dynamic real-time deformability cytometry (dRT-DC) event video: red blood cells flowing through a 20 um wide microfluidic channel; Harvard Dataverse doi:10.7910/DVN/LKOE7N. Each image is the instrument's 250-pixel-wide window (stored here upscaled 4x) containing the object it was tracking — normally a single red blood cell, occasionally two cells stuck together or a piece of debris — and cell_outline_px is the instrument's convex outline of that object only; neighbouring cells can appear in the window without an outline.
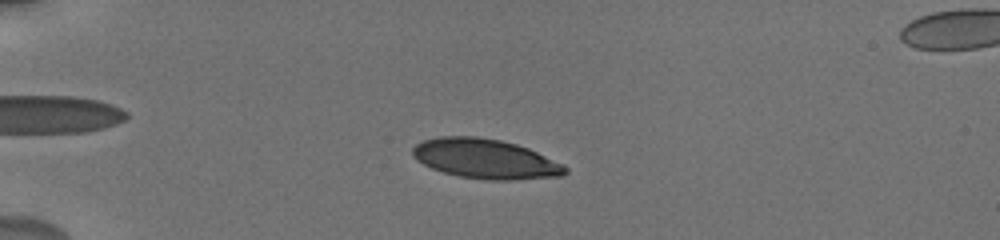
{"species": "human", "species_latin": "Homo sapiens", "temperature_condition": "cold", "stored_images_in_passage": 83, "camera_frame_rate_fps": 3000, "um_per_image_px": 0.085, "donor": {"sex": "male"}, "frame": {"image": 1, "passage_image": 19, "time_ms": 4.667, "image_size_px": [1000, 240], "cell_outline_px": [[568, 172], [564, 176], [508, 180], [492, 180], [460, 176], [444, 172], [432, 168], [416, 160], [412, 156], [412, 148], [416, 144], [424, 140], [440, 136], [476, 136], [500, 140], [516, 144], [528, 148], [564, 164], [568, 168]], "centroid_in_image_um": [41.27, 13.5], "position_along_channel_um": 43.7, "area_um2": 35.26}}
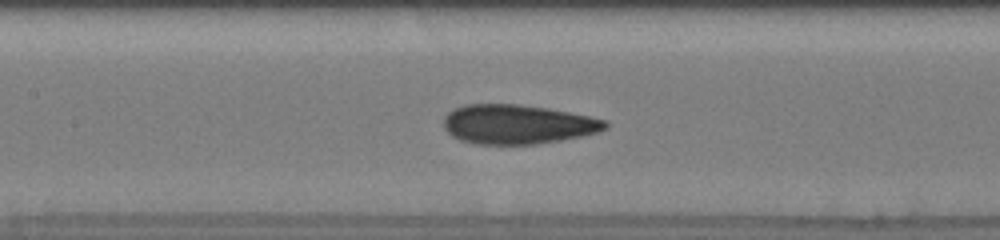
{"frame": {"image": 2, "passage_image": 42, "time_ms": 9.0, "image_size_px": [1000, 240], "cell_outline_px": [[608, 128], [596, 132], [580, 136], [560, 140], [532, 144], [480, 144], [460, 140], [452, 136], [444, 128], [444, 116], [452, 108], [464, 104], [520, 104], [548, 108], [588, 116], [604, 120], [608, 124]], "centroid_in_image_um": [43.94, 10.55], "position_along_channel_um": 163.5, "area_um2": 36.93}}
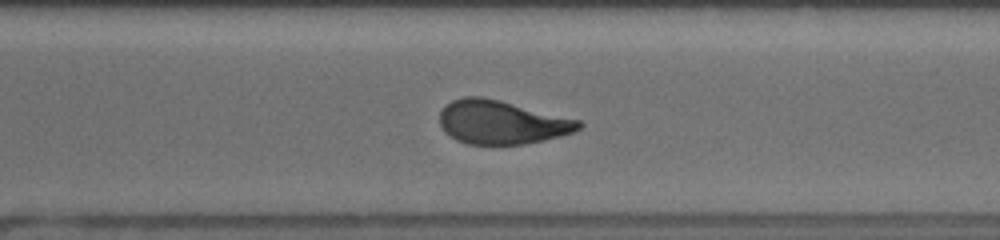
{"frame": {"image": 3, "passage_image": 65, "time_ms": 13.333, "image_size_px": [1000, 240], "cell_outline_px": [[584, 124], [580, 128], [572, 132], [560, 136], [544, 140], [524, 144], [468, 144], [456, 140], [440, 124], [440, 112], [452, 100], [464, 96], [484, 96], [580, 120]], "centroid_in_image_um": [42.66, 10.38], "position_along_channel_um": 327.9, "area_um2": 35.08}, "authors_computed_cell_mechanics": {"area_um2": 35.4892, "velocity_mm_per_s": 3.8141, "shape_relaxation_time_tau1_ms": 6.2442, "shape_relaxation_time_tau2_ms": 1.2505, "deformation_change_tau1": 0.1864, "deformation_change_tau2": 0.079}}